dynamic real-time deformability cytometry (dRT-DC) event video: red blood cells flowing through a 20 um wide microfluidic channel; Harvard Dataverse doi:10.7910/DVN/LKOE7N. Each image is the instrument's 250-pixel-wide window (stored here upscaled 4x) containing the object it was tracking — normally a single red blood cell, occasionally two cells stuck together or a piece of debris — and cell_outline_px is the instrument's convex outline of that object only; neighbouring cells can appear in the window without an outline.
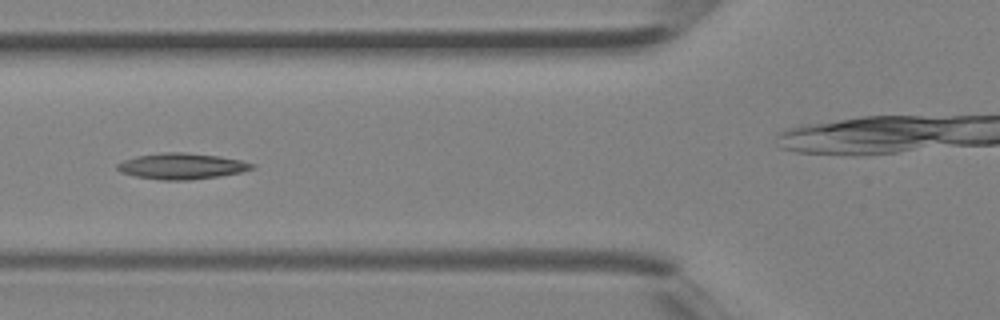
{"species": "Egyptian fruit bat (a non-hibernating species)", "species_latin": "Rousettus aegyptiacus", "temperature_condition": "room temperature", "stored_images_in_passage": 28, "camera_frame_rate_fps": 3000, "um_per_image_px": 0.085, "animal": {"sex": "female"}, "frame": {"image": 1, "passage_image": 3, "time_ms": 0.667, "image_size_px": [1000, 320], "cell_outline_px": [[256, 164], [252, 168], [240, 172], [220, 176], [192, 180], [160, 180], [136, 176], [120, 172], [116, 168], [116, 164], [124, 160], [136, 156], [164, 152], [184, 152], [220, 156], [240, 160]], "centroid_in_image_um": [15.42, 14.12], "position_along_channel_um": 110.4, "area_um2": 20.4}}
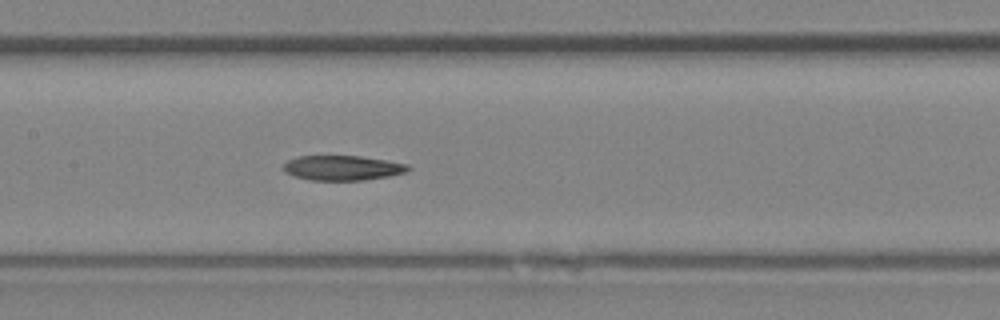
{"frame": {"image": 2, "passage_image": 7, "time_ms": 2.0, "image_size_px": [1000, 320], "cell_outline_px": [[412, 168], [404, 172], [388, 176], [364, 180], [308, 180], [292, 176], [284, 172], [280, 168], [288, 160], [296, 156], [360, 156], [408, 164]], "centroid_in_image_um": [29.04, 14.27], "position_along_channel_um": 178.4, "area_um2": 18.15}}
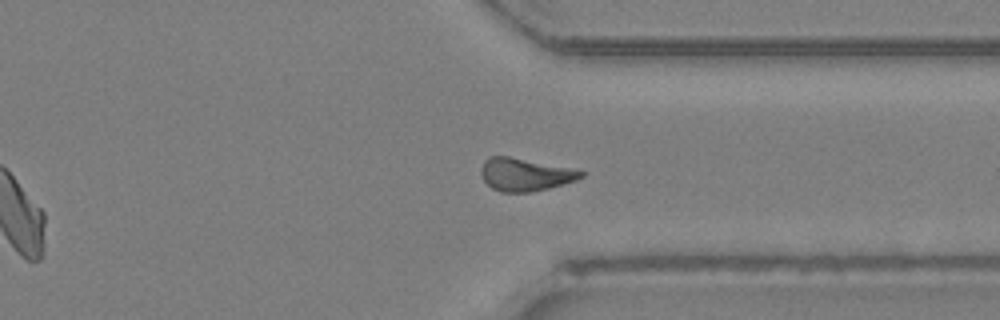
{"frame": {"image": 3, "passage_image": 18, "time_ms": 5.667, "image_size_px": [1000, 320], "cell_outline_px": [[584, 176], [576, 180], [548, 188], [528, 192], [500, 192], [492, 188], [484, 180], [480, 172], [484, 160], [488, 156], [508, 156], [568, 168], [584, 172]], "centroid_in_image_um": [44.58, 14.84], "position_along_channel_um": 366.8, "area_um2": 18.73}}